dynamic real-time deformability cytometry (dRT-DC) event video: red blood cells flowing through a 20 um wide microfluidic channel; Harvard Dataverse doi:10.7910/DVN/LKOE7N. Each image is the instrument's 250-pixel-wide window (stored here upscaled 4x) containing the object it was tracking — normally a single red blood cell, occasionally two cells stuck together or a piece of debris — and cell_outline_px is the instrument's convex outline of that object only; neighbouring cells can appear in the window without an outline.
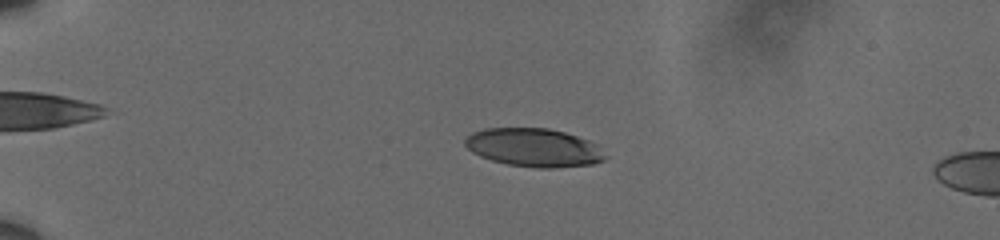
{"species": "human", "species_latin": "Homo sapiens", "temperature_condition": "cold", "stored_images_in_passage": 23, "camera_frame_rate_fps": 3000, "um_per_image_px": 0.085, "donor": {"sex": "male"}, "frame": {"image": 1, "passage_image": 17, "time_ms": 5.333, "image_size_px": [1000, 240], "cell_outline_px": [[608, 156], [604, 160], [592, 164], [552, 168], [536, 168], [508, 164], [492, 160], [480, 156], [472, 152], [464, 144], [464, 140], [472, 132], [484, 128], [548, 128], [564, 132], [588, 140], [596, 144]], "centroid_in_image_um": [45.38, 12.54], "position_along_channel_um": 39.6, "area_um2": 31.33}}